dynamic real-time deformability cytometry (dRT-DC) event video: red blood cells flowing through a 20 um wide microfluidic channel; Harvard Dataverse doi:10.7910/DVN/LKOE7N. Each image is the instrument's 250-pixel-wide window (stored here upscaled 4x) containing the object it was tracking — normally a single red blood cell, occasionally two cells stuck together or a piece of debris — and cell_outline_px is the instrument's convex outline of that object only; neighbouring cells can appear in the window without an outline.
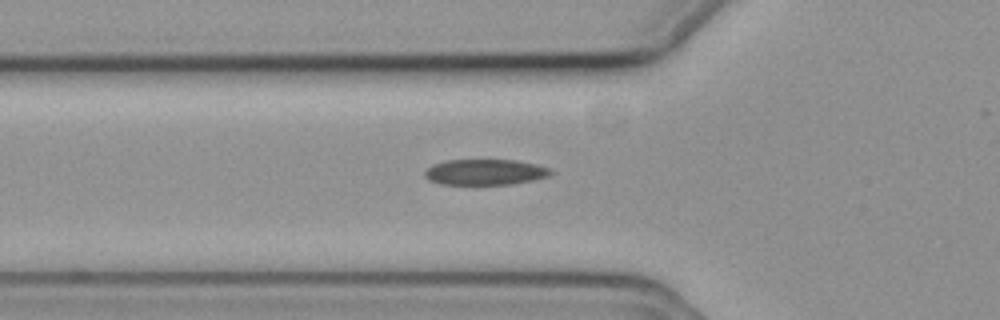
{"species": "common noctule bat (a hibernating species)", "species_latin": "Nyctalus noctula", "temperature_condition": "cold", "stored_images_in_passage": 33, "camera_frame_rate_fps": 3000, "um_per_image_px": 0.085, "animal": {"sex": "female", "body_mass_g": 19.3, "forearm_length_mm": 54.1}, "frame": {"image": 1, "passage_image": 2, "time_ms": 0.333, "image_size_px": [1000, 320], "cell_outline_px": [[552, 172], [548, 176], [532, 180], [512, 184], [440, 184], [428, 180], [424, 176], [424, 172], [432, 164], [448, 160], [516, 160], [536, 164], [548, 168]], "centroid_in_image_um": [41.19, 14.62], "position_along_channel_um": 84.6, "area_um2": 18.79}}
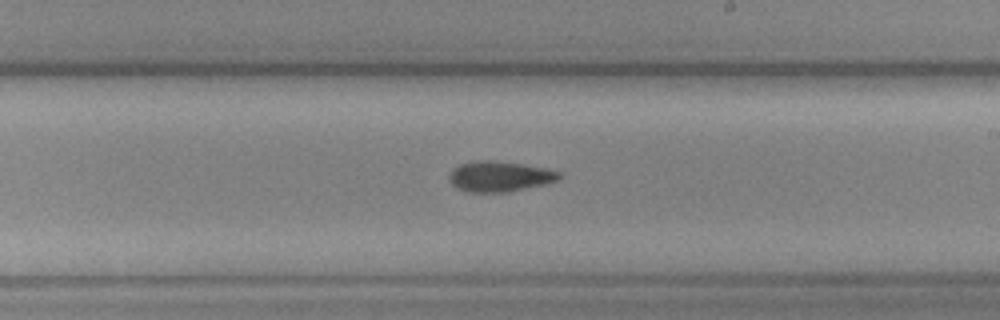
{"frame": {"image": 2, "passage_image": 15, "time_ms": 4.667, "image_size_px": [1000, 320], "cell_outline_px": [[560, 180], [544, 184], [508, 192], [468, 192], [456, 188], [448, 180], [448, 176], [452, 168], [460, 164], [476, 160], [488, 160], [520, 164], [544, 168], [560, 172]], "centroid_in_image_um": [42.41, 15.0], "position_along_channel_um": 246.6, "area_um2": 19.48}}
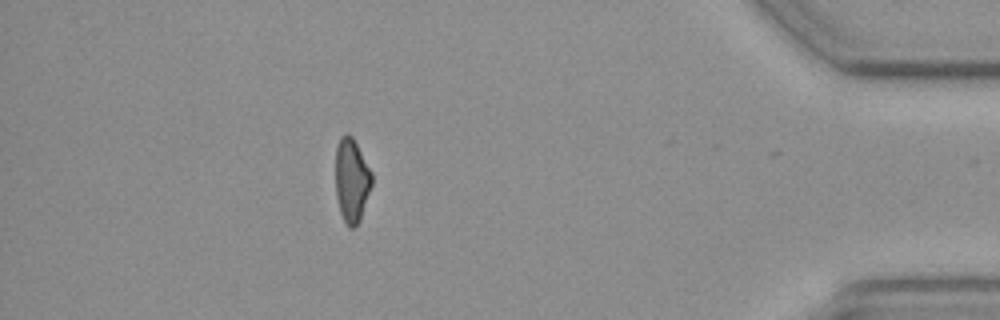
{"frame": {"image": 3, "passage_image": 32, "time_ms": 10.333, "image_size_px": [1000, 320], "cell_outline_px": [[372, 184], [360, 220], [352, 228], [348, 228], [340, 212], [336, 196], [336, 148], [340, 136], [348, 132], [352, 136], [372, 172]], "centroid_in_image_um": [29.89, 15.31], "position_along_channel_um": 405.3, "area_um2": 17.69}}